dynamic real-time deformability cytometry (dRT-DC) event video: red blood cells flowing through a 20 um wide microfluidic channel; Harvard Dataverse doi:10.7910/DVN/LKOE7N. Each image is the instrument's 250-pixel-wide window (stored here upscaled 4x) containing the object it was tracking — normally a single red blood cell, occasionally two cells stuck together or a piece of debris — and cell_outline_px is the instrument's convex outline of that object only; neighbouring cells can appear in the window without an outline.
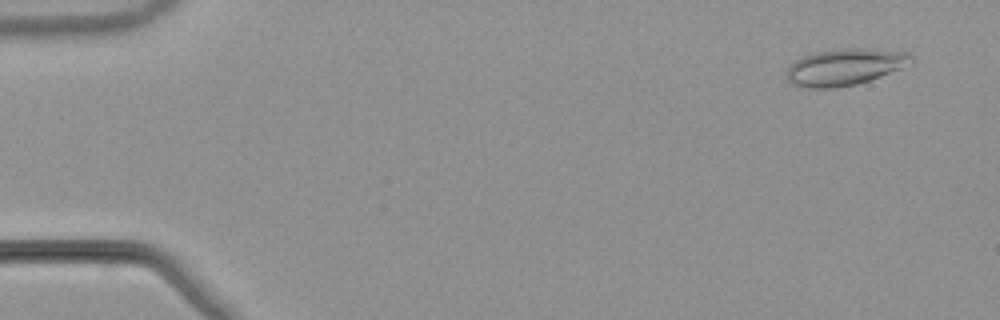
{"species": "common noctule bat (a hibernating species)", "species_latin": "Nyctalus noctula", "temperature_condition": "warm", "stored_images_in_passage": 52, "camera_frame_rate_fps": 3000, "um_per_image_px": 0.085, "animal": {"sex": "male", "body_mass_g": 21.5, "forearm_length_mm": 52.0}, "frame": {"image": 1, "passage_image": 3, "time_ms": 0.667, "image_size_px": [1000, 320], "cell_outline_px": [[916, 60], [912, 64], [880, 76], [856, 84], [832, 88], [808, 88], [792, 84], [788, 80], [784, 72], [788, 64], [804, 56], [816, 52], [844, 48], [868, 48], [912, 52]], "centroid_in_image_um": [71.84, 5.68], "position_along_channel_um": 13.2, "area_um2": 26.99}}
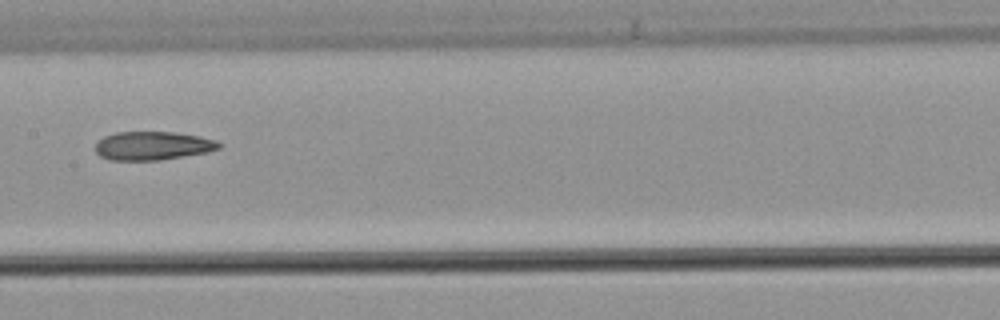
{"frame": {"image": 2, "passage_image": 27, "time_ms": 8.667, "image_size_px": [1000, 320], "cell_outline_px": [[220, 148], [208, 152], [160, 160], [108, 160], [100, 156], [96, 152], [96, 144], [104, 136], [116, 132], [176, 132], [200, 136], [216, 140], [220, 144]], "centroid_in_image_um": [12.98, 12.39], "position_along_channel_um": 194.4, "area_um2": 20.58}}
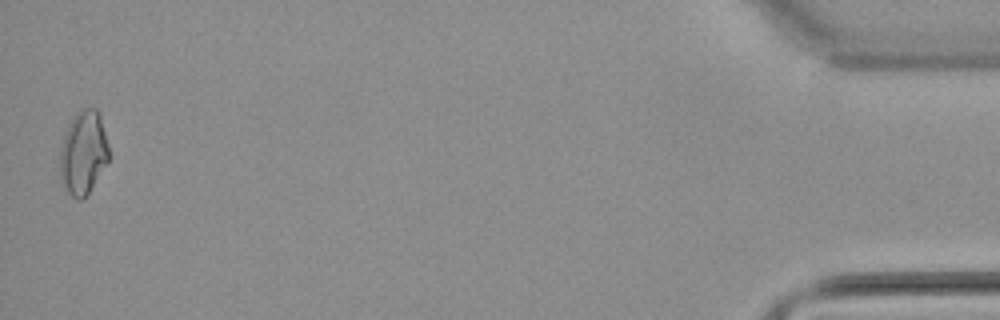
{"frame": {"image": 3, "passage_image": 52, "time_ms": 17.0, "image_size_px": [1000, 320], "cell_outline_px": [[108, 160], [84, 200], [76, 200], [60, 184], [60, 148], [68, 124], [72, 116], [80, 108], [96, 108], [100, 112], [108, 144]], "centroid_in_image_um": [7.06, 12.97], "position_along_channel_um": 428.1, "area_um2": 24.1}}